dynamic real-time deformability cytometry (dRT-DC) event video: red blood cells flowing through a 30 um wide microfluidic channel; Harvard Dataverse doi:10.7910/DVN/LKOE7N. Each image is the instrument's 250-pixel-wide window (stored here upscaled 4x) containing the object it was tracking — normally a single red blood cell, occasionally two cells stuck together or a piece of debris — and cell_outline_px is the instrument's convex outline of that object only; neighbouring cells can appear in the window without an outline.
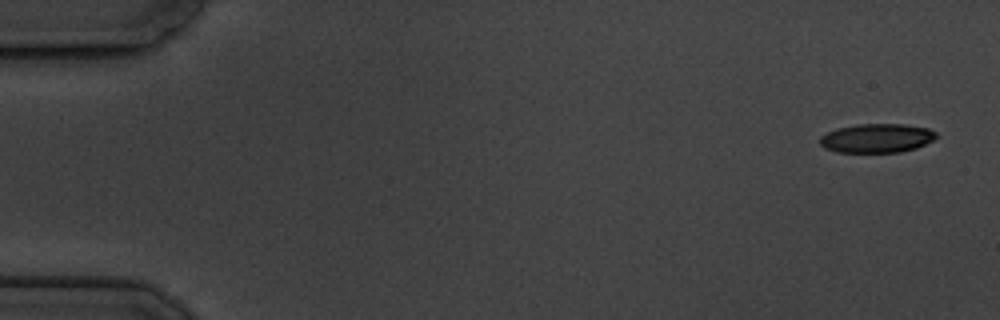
{"species": "common noctule bat (a hibernating species)", "species_latin": "Nyctalus noctula", "temperature_condition": "cold", "stored_images_in_passage": 5, "camera_frame_rate_fps": 3000, "um_per_image_px": 0.085, "animal": {"sex": "male", "body_mass_g": 19.5, "forearm_length_mm": 54.6}, "frame": {"image": 1, "passage_image": 1, "time_ms": 0.0, "image_size_px": [1000, 320], "cell_outline_px": [[936, 136], [932, 140], [916, 148], [900, 152], [836, 152], [824, 148], [820, 144], [820, 136], [836, 128], [856, 124], [904, 124], [928, 128], [936, 132]], "centroid_in_image_um": [74.49, 11.74], "position_along_channel_um": 10.5, "area_um2": 19.65}}
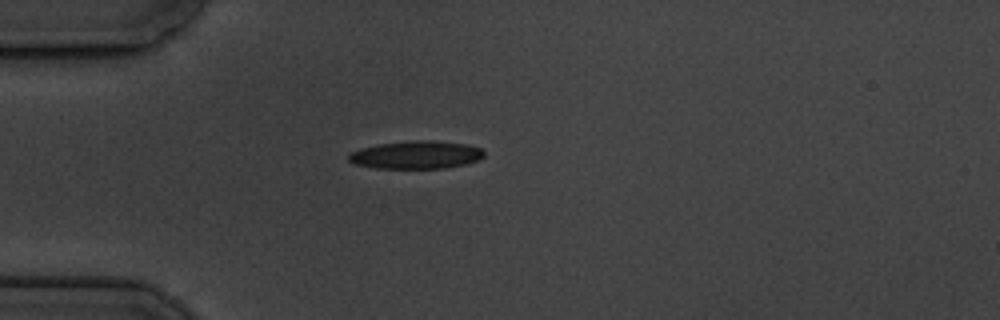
{"frame": {"image": 2, "passage_image": 5, "time_ms": 4.667, "image_size_px": [1000, 320], "cell_outline_px": [[484, 156], [480, 160], [464, 164], [444, 168], [376, 168], [352, 164], [348, 160], [348, 156], [352, 152], [360, 148], [380, 144], [416, 140], [432, 140], [468, 144], [480, 148], [484, 152]], "centroid_in_image_um": [35.38, 13.16], "position_along_channel_um": 49.6, "area_um2": 22.02}}